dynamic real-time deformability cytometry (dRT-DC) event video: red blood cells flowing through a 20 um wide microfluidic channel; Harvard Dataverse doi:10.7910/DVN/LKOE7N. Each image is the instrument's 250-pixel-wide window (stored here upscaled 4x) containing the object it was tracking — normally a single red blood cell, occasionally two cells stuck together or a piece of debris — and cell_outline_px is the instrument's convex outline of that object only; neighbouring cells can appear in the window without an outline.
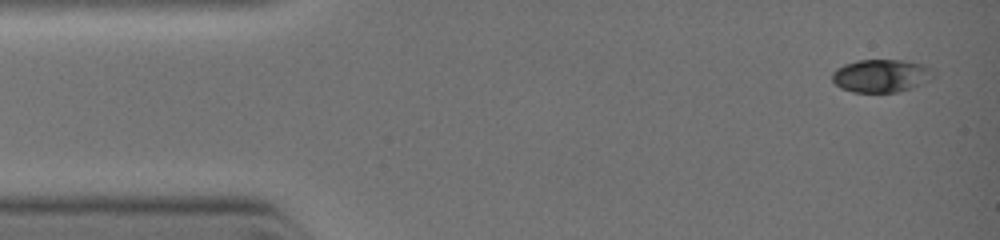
{"species": "common noctule bat (a hibernating species)", "species_latin": "Nyctalus noctula", "temperature_condition": "warm", "stored_images_in_passage": 6, "camera_frame_rate_fps": 3000, "um_per_image_px": 0.085, "animal": {"sex": "female", "body_mass_g": 19.0, "forearm_length_mm": 51.5}, "frame": {"image": 1, "passage_image": 1, "time_ms": 0.0, "image_size_px": [1000, 240], "cell_outline_px": [[936, 76], [912, 88], [900, 92], [852, 92], [840, 88], [832, 80], [832, 72], [836, 68], [844, 64], [856, 60], [904, 60], [924, 64], [932, 68], [936, 72]], "centroid_in_image_um": [74.92, 6.43], "position_along_channel_um": 10.1, "area_um2": 19.77}}
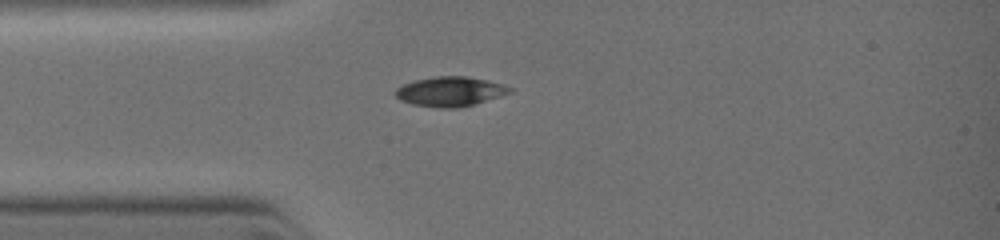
{"frame": {"image": 2, "passage_image": 4, "time_ms": 2.333, "image_size_px": [1000, 240], "cell_outline_px": [[516, 88], [512, 92], [476, 104], [460, 108], [440, 108], [412, 104], [400, 100], [392, 92], [396, 88], [404, 84], [416, 80], [436, 76], [468, 76], [488, 80], [504, 84]], "centroid_in_image_um": [38.3, 7.78], "position_along_channel_um": 46.7, "area_um2": 20.06}}
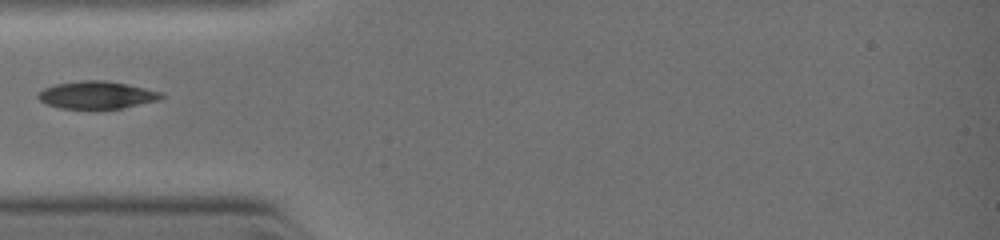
{"frame": {"image": 3, "passage_image": 5, "time_ms": 3.0, "image_size_px": [1000, 240], "cell_outline_px": [[164, 96], [160, 100], [120, 108], [60, 108], [44, 104], [36, 96], [44, 88], [56, 84], [84, 80], [104, 80], [128, 84], [160, 92]], "centroid_in_image_um": [8.2, 8.07], "position_along_channel_um": 76.8, "area_um2": 19.54}}